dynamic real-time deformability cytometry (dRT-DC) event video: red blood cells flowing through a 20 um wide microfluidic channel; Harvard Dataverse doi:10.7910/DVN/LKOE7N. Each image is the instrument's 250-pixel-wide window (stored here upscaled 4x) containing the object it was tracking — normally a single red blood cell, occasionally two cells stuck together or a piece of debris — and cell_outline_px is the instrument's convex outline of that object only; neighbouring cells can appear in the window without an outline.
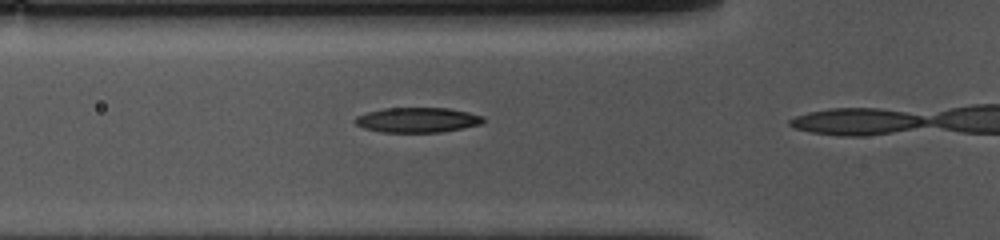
{"species": "common noctule bat (a hibernating species)", "species_latin": "Nyctalus noctula", "temperature_condition": "cold", "stored_images_in_passage": 9, "camera_frame_rate_fps": 3000, "um_per_image_px": 0.085, "animal": {"sex": "female", "body_mass_g": 10.0, "forearm_length_mm": 53.1}, "frame": {"image": 1, "passage_image": 8, "time_ms": 2.333, "image_size_px": [1000, 240], "cell_outline_px": [[484, 120], [480, 124], [440, 132], [384, 132], [364, 128], [356, 124], [352, 120], [356, 116], [368, 112], [384, 108], [448, 108], [468, 112], [484, 116]], "centroid_in_image_um": [35.45, 10.19], "position_along_channel_um": 90.3, "area_um2": 18.5}}